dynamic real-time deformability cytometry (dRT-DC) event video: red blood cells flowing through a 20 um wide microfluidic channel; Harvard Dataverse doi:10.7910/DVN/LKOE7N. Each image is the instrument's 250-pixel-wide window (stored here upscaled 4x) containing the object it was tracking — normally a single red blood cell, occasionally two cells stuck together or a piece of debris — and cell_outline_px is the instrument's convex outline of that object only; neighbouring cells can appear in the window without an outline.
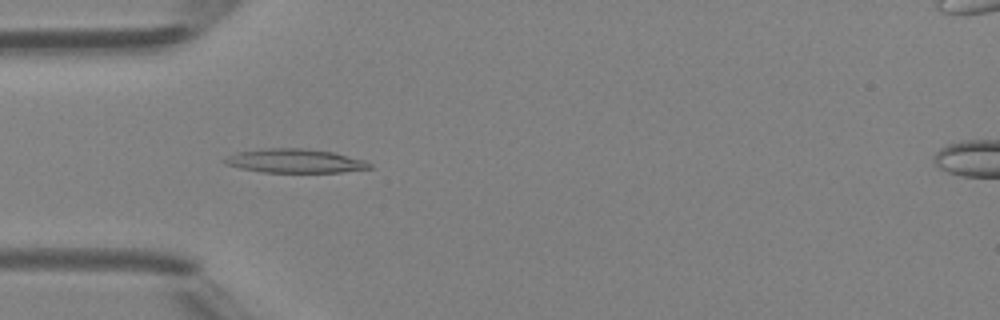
{"species": "Egyptian fruit bat (a non-hibernating species)", "species_latin": "Rousettus aegyptiacus", "temperature_condition": "room temperature", "stored_images_in_passage": 46, "camera_frame_rate_fps": 3000, "um_per_image_px": 0.085, "animal": {"sex": "female"}, "frame": {"image": 1, "passage_image": 14, "time_ms": 4.333, "image_size_px": [1000, 320], "cell_outline_px": [[372, 168], [340, 172], [264, 172], [240, 168], [224, 164], [220, 160], [236, 152], [264, 148], [304, 148], [332, 152], [364, 160], [372, 164]], "centroid_in_image_um": [25.02, 13.67], "position_along_channel_um": 60.0, "area_um2": 20.17}}
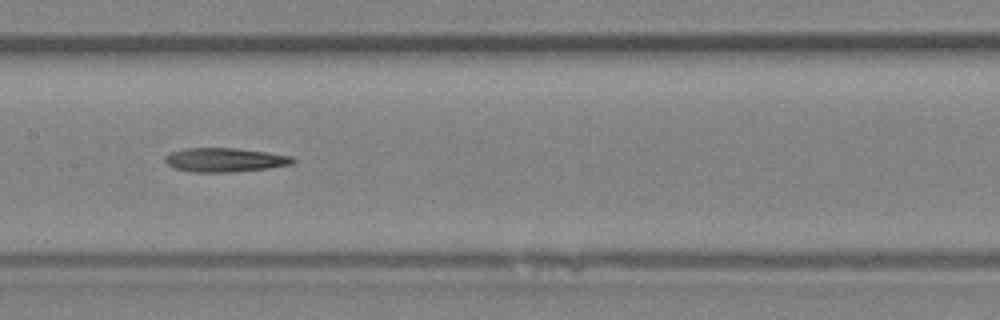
{"frame": {"image": 2, "passage_image": 23, "time_ms": 7.333, "image_size_px": [1000, 320], "cell_outline_px": [[296, 160], [292, 164], [268, 168], [232, 172], [192, 172], [176, 168], [168, 164], [164, 160], [164, 156], [168, 152], [184, 148], [236, 148], [268, 152], [292, 156]], "centroid_in_image_um": [19.1, 13.58], "position_along_channel_um": 188.3, "area_um2": 17.98}}
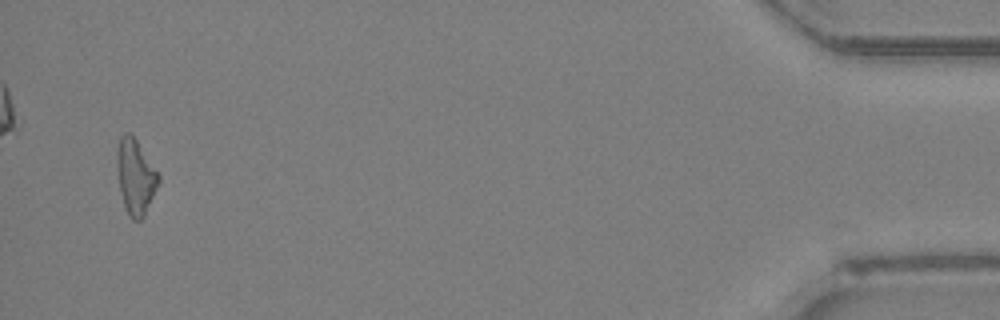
{"frame": {"image": 3, "passage_image": 45, "time_ms": 14.667, "image_size_px": [1000, 320], "cell_outline_px": [[160, 180], [144, 216], [140, 220], [132, 220], [128, 216], [120, 192], [116, 168], [116, 148], [120, 136], [124, 132], [128, 132], [136, 140], [160, 176]], "centroid_in_image_um": [11.48, 15.02], "position_along_channel_um": 423.7, "area_um2": 18.15}, "authors_computed_cell_mechanics": {"area_um2": 18.0914, "velocity_mm_per_s": 4.3806, "shape_relaxation_time_tau1_ms": 8.1111, "shape_relaxation_time_tau2_ms": null, "deformation_change_tau1": 0.2502, "deformation_change_tau2": null}}